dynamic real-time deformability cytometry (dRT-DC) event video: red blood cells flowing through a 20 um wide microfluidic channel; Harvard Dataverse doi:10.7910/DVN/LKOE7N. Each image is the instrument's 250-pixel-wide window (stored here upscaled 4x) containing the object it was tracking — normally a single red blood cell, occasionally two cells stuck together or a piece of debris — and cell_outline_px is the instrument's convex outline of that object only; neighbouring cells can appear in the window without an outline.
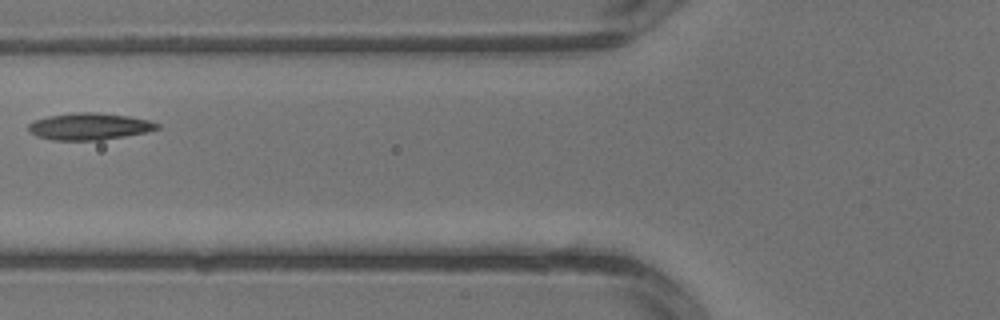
{"species": "common noctule bat (a hibernating species)", "species_latin": "Nyctalus noctula", "temperature_condition": "warm", "stored_images_in_passage": 2, "camera_frame_rate_fps": 3000, "um_per_image_px": 0.085, "animal": {"sex": "male", "body_mass_g": 13.3}, "frame": {"image": 1, "passage_image": 2, "time_ms": 0.333, "image_size_px": [1000, 320], "cell_outline_px": [[160, 128], [148, 132], [100, 140], [52, 140], [36, 136], [28, 132], [28, 124], [36, 120], [48, 116], [72, 112], [96, 112], [128, 116], [148, 120], [160, 124]], "centroid_in_image_um": [7.58, 10.74], "position_along_channel_um": 118.2, "area_um2": 20.23}}